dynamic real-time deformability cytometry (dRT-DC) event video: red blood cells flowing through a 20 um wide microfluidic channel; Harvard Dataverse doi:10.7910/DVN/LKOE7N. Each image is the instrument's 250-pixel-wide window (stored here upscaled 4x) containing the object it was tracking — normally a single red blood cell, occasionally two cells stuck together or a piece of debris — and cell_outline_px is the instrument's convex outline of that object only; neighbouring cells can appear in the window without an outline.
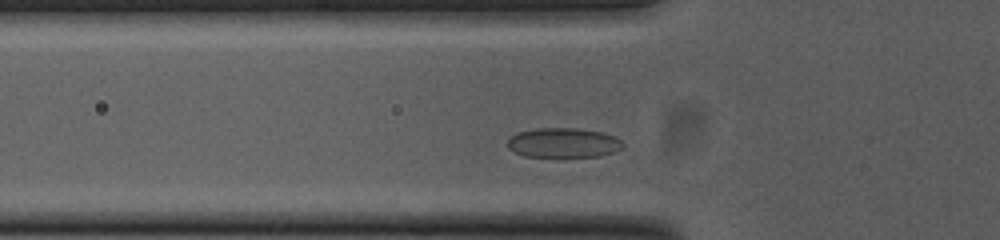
{"species": "common noctule bat (a hibernating species)", "species_latin": "Nyctalus noctula", "temperature_condition": "cold", "stored_images_in_passage": 33, "camera_frame_rate_fps": 3000, "um_per_image_px": 0.085, "animal": {"sex": "female", "body_mass_g": 23.0, "forearm_length_mm": 53.4}, "frame": {"image": 1, "passage_image": 7, "time_ms": 2.0, "image_size_px": [1000, 240], "cell_outline_px": [[624, 144], [620, 148], [612, 152], [600, 156], [524, 156], [508, 148], [508, 140], [516, 132], [536, 128], [576, 128], [604, 132], [616, 136]], "centroid_in_image_um": [47.89, 12.12], "position_along_channel_um": 77.9, "area_um2": 19.83}}
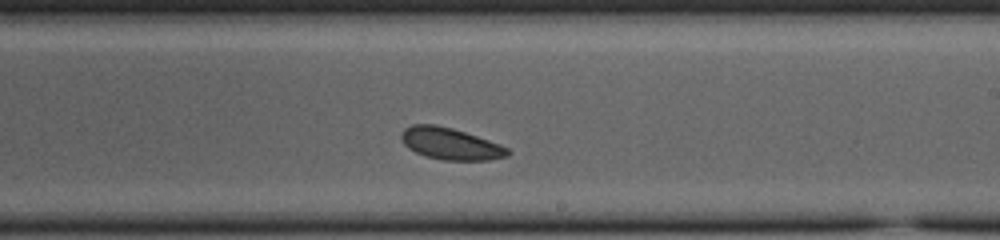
{"frame": {"image": 2, "passage_image": 21, "time_ms": 6.667, "image_size_px": [1000, 240], "cell_outline_px": [[512, 152], [508, 156], [488, 160], [444, 160], [424, 156], [408, 148], [404, 144], [400, 136], [400, 132], [404, 128], [412, 124], [436, 124], [452, 128], [488, 140], [508, 148]], "centroid_in_image_um": [38.25, 12.21], "position_along_channel_um": 250.7, "area_um2": 19.71}}
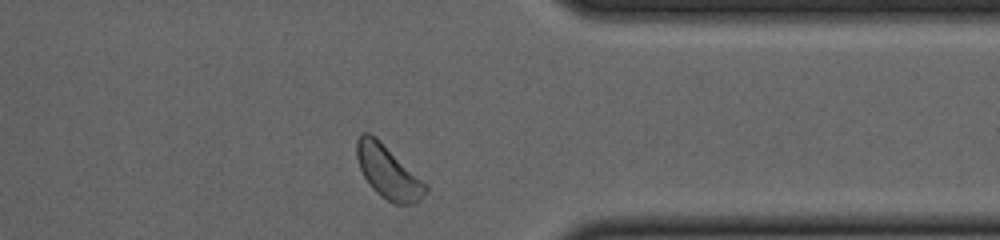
{"frame": {"image": 3, "passage_image": 32, "time_ms": 10.333, "image_size_px": [1000, 240], "cell_outline_px": [[428, 192], [416, 204], [396, 204], [380, 196], [368, 184], [360, 168], [356, 156], [356, 140], [360, 132], [368, 132], [376, 136], [428, 184]], "centroid_in_image_um": [33.0, 14.61], "position_along_channel_um": 378.4, "area_um2": 21.68}, "authors_computed_cell_mechanics": {"area_um2": 19.8832, "velocity_mm_per_s": 3.7047, "shape_relaxation_time_tau1_ms": 0.9057, "shape_relaxation_time_tau2_ms": null, "deformation_change_tau1": 0.0329, "deformation_change_tau2": null}}